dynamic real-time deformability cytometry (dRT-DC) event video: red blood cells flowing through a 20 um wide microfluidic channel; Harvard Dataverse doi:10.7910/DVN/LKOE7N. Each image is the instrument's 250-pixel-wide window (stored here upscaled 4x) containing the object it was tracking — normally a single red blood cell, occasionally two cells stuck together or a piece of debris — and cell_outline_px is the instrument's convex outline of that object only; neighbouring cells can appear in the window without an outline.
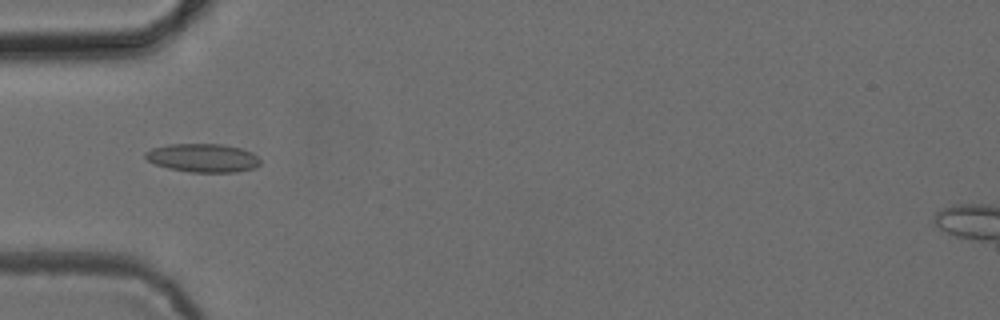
{"species": "common noctule bat (a hibernating species)", "species_latin": "Nyctalus noctula", "temperature_condition": "cold", "stored_images_in_passage": 50, "camera_frame_rate_fps": 3000, "um_per_image_px": 0.085, "animal": {"sex": "female", "body_mass_g": 24.6, "forearm_length_mm": 56.2}, "frame": {"image": 1, "passage_image": 14, "time_ms": 4.333, "image_size_px": [1000, 320], "cell_outline_px": [[260, 164], [256, 168], [236, 172], [188, 172], [168, 168], [156, 164], [148, 160], [144, 156], [144, 152], [152, 148], [168, 144], [224, 144], [240, 148], [252, 152], [260, 160]], "centroid_in_image_um": [17.25, 13.42], "position_along_channel_um": 67.8, "area_um2": 19.19}}
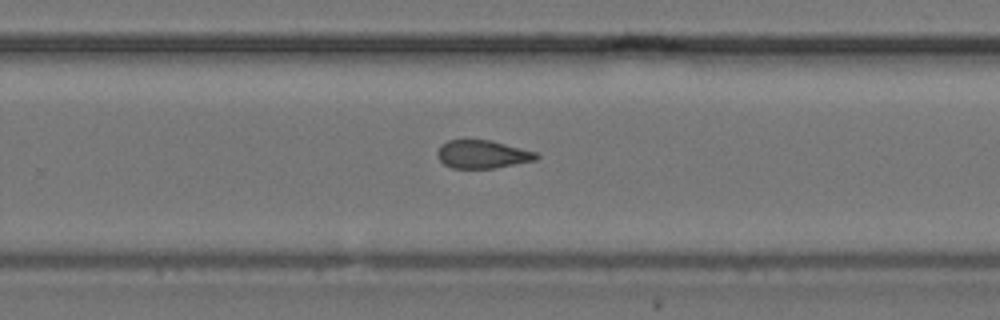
{"frame": {"image": 2, "passage_image": 31, "time_ms": 10.0, "image_size_px": [1000, 320], "cell_outline_px": [[540, 156], [536, 160], [492, 168], [452, 168], [444, 164], [436, 156], [436, 152], [448, 140], [492, 140], [536, 152]], "centroid_in_image_um": [41.01, 13.11], "position_along_channel_um": 288.8, "area_um2": 16.07}}
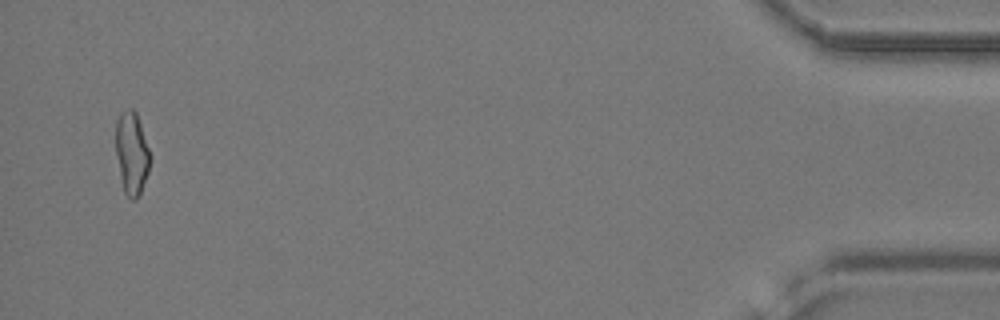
{"frame": {"image": 3, "passage_image": 48, "time_ms": 15.667, "image_size_px": [1000, 320], "cell_outline_px": [[148, 172], [140, 192], [136, 200], [132, 200], [124, 192], [120, 176], [116, 152], [116, 120], [120, 112], [128, 108], [132, 108], [136, 112], [148, 148]], "centroid_in_image_um": [11.16, 12.99], "position_along_channel_um": 424.0, "area_um2": 16.07}, "authors_computed_cell_mechanics": {"area_um2": 17.1377, "velocity_mm_per_s": 3.891, "shape_relaxation_time_tau1_ms": null, "shape_relaxation_time_tau2_ms": 2.6928, "deformation_change_tau1": null, "deformation_change_tau2": 0.1148}}